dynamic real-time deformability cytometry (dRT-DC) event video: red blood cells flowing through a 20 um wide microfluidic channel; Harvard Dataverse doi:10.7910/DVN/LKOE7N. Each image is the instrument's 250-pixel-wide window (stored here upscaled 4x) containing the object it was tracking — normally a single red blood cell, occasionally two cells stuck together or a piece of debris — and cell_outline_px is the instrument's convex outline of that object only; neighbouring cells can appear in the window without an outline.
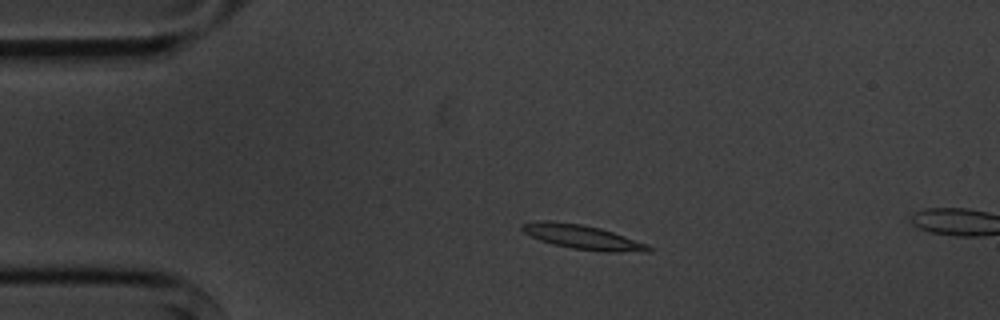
{"species": "common noctule bat (a hibernating species)", "species_latin": "Nyctalus noctula", "temperature_condition": "cold", "stored_images_in_passage": 3, "camera_frame_rate_fps": 3000, "um_per_image_px": 0.085, "animal": {"sex": "male", "body_mass_g": 20.1, "forearm_length_mm": 53.5}, "frame": {"image": 1, "passage_image": 2, "time_ms": 1.0, "image_size_px": [1000, 320], "cell_outline_px": [[652, 252], [604, 252], [572, 248], [552, 244], [540, 240], [524, 232], [520, 228], [520, 224], [540, 220], [552, 220], [580, 224], [600, 228], [648, 244], [652, 248]], "centroid_in_image_um": [49.52, 20.15], "position_along_channel_um": 35.5, "area_um2": 17.98}}